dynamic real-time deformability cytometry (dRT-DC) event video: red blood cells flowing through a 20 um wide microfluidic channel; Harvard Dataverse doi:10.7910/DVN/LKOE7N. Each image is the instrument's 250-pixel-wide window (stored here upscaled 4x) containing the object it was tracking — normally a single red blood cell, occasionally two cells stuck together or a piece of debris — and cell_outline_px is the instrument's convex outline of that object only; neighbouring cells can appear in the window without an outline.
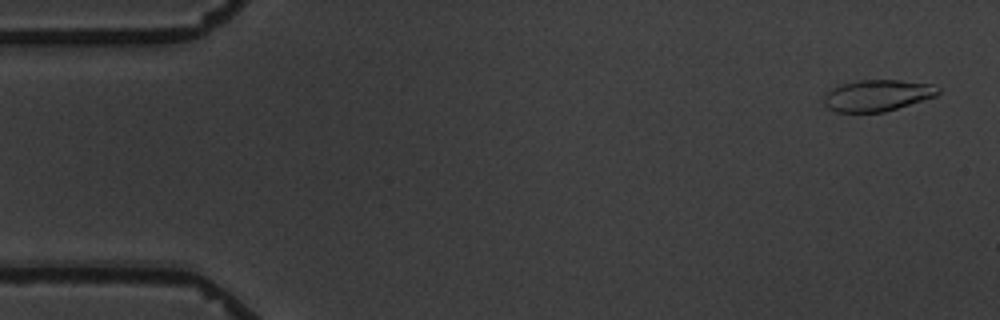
{"species": "common noctule bat (a hibernating species)", "species_latin": "Nyctalus noctula", "temperature_condition": "warm", "stored_images_in_passage": 5, "camera_frame_rate_fps": 3000, "um_per_image_px": 0.085, "animal": {"sex": "male", "body_mass_g": 19.5, "forearm_length_mm": 54.6}, "frame": {"image": 1, "passage_image": 1, "time_ms": 0.0, "image_size_px": [1000, 320], "cell_outline_px": [[940, 92], [936, 96], [884, 112], [836, 112], [828, 108], [824, 104], [824, 96], [832, 88], [840, 84], [856, 80], [900, 80], [932, 84], [940, 88]], "centroid_in_image_um": [74.57, 8.1], "position_along_channel_um": 10.4, "area_um2": 20.92}}